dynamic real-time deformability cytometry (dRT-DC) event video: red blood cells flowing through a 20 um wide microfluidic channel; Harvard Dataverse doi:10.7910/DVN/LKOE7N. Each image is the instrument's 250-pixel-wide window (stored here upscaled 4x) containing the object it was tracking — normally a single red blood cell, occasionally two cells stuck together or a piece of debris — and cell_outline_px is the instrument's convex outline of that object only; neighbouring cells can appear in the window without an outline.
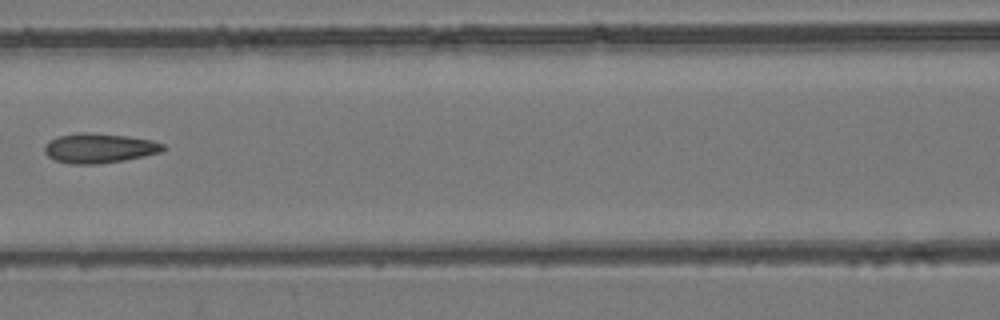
{"species": "common noctule bat (a hibernating species)", "species_latin": "Nyctalus noctula", "temperature_condition": "room temperature", "stored_images_in_passage": 9, "camera_frame_rate_fps": 3000, "um_per_image_px": 0.085, "animal": {"sex": "female", "body_mass_g": 24.6, "forearm_length_mm": 56.2}, "frame": {"image": 1, "passage_image": 8, "time_ms": 8.0, "image_size_px": [1000, 320], "cell_outline_px": [[164, 148], [160, 152], [144, 156], [124, 160], [100, 164], [68, 164], [56, 160], [48, 156], [44, 152], [44, 144], [48, 140], [56, 136], [76, 132], [88, 132], [128, 136], [152, 140], [164, 144]], "centroid_in_image_um": [8.38, 12.58], "position_along_channel_um": 158.2, "area_um2": 20.75}}
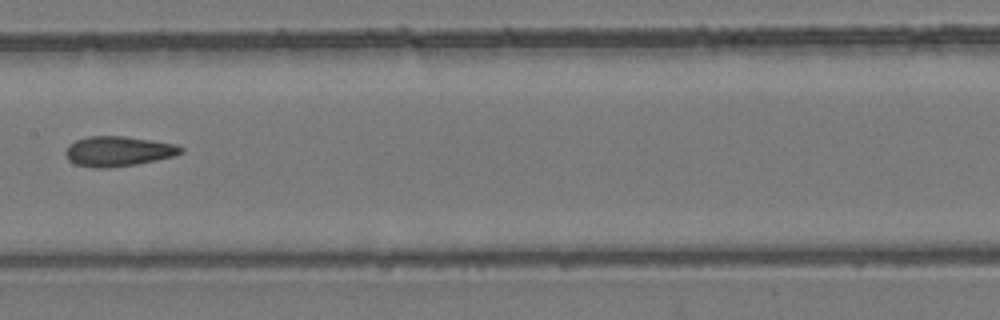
{"frame": {"image": 2, "passage_image": 9, "time_ms": 9.0, "image_size_px": [1000, 320], "cell_outline_px": [[184, 152], [176, 156], [136, 164], [108, 168], [92, 168], [76, 164], [68, 160], [64, 152], [68, 144], [76, 140], [88, 136], [124, 136], [152, 140], [176, 144], [184, 148]], "centroid_in_image_um": [10.05, 12.86], "position_along_channel_um": 197.3, "area_um2": 20.4}}